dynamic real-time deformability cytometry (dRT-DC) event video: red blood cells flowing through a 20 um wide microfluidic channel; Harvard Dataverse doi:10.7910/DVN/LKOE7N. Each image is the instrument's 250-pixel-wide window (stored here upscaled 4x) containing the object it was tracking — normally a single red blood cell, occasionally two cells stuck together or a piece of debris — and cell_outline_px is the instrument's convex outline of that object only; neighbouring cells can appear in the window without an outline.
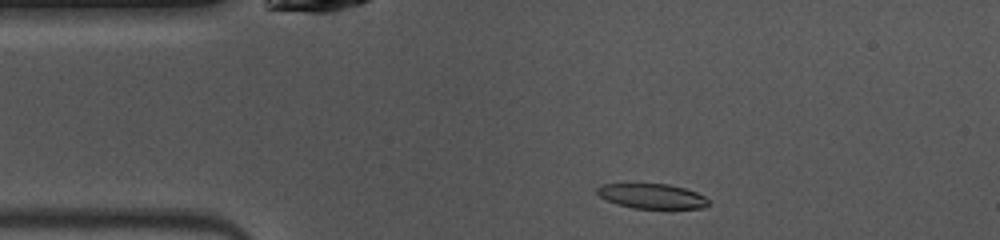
{"species": "common noctule bat (a hibernating species)", "species_latin": "Nyctalus noctula", "temperature_condition": "warm", "stored_images_in_passage": 42, "camera_frame_rate_fps": 3000, "um_per_image_px": 0.085, "animal": {"sex": "female", "body_mass_g": 10.0, "forearm_length_mm": 53.1}, "frame": {"image": 1, "passage_image": 2, "time_ms": 0.333, "image_size_px": [1000, 240], "cell_outline_px": [[708, 204], [704, 208], [632, 208], [616, 204], [600, 196], [596, 192], [596, 188], [600, 184], [668, 184], [684, 188], [696, 192], [704, 196], [708, 200]], "centroid_in_image_um": [55.39, 16.67], "position_along_channel_um": 29.6, "area_um2": 16.01}}
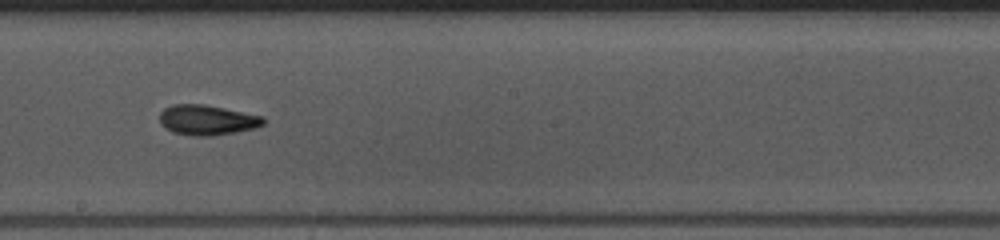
{"frame": {"image": 2, "passage_image": 19, "time_ms": 6.0, "image_size_px": [1000, 240], "cell_outline_px": [[264, 124], [256, 128], [236, 132], [212, 136], [192, 136], [172, 132], [164, 128], [160, 124], [160, 112], [164, 108], [172, 104], [204, 104], [264, 116]], "centroid_in_image_um": [17.59, 10.2], "position_along_channel_um": 230.6, "area_um2": 18.44}}
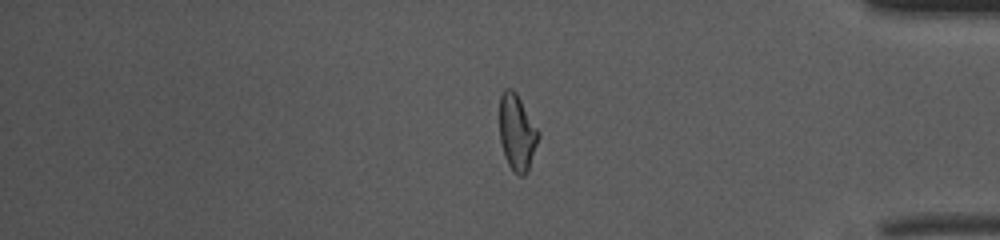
{"frame": {"image": 3, "passage_image": 33, "time_ms": 10.667, "image_size_px": [1000, 240], "cell_outline_px": [[540, 136], [528, 172], [524, 176], [520, 176], [512, 172], [504, 156], [500, 140], [500, 96], [504, 88], [512, 88], [516, 92], [540, 132]], "centroid_in_image_um": [43.95, 11.29], "position_along_channel_um": 391.2, "area_um2": 17.51}, "authors_computed_cell_mechanics": {"area_um2": 17.7446, "velocity_mm_per_s": 4.076, "shape_relaxation_time_tau1_ms": 3.0888, "shape_relaxation_time_tau2_ms": 2.9922, "deformation_change_tau1": 0.1494, "deformation_change_tau2": 0.1001}}